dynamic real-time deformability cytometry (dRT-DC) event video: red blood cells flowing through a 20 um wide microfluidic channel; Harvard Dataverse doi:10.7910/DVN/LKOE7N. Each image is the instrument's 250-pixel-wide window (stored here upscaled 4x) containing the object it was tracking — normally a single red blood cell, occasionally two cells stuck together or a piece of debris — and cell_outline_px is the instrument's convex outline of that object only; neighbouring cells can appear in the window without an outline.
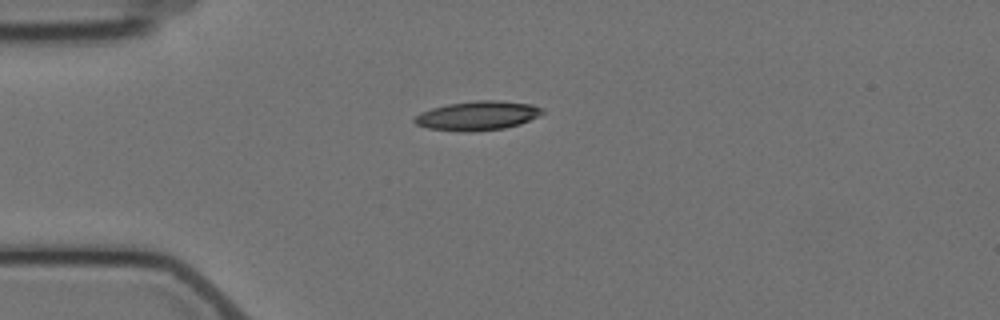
{"species": "Egyptian fruit bat (a non-hibernating species)", "species_latin": "Rousettus aegyptiacus", "temperature_condition": "cold", "stored_images_in_passage": 6, "camera_frame_rate_fps": 3000, "um_per_image_px": 0.085, "animal": {"sex": "female"}, "frame": {"image": 1, "passage_image": 6, "time_ms": 6.667, "image_size_px": [1000, 320], "cell_outline_px": [[544, 112], [520, 124], [504, 128], [472, 132], [464, 132], [428, 128], [416, 124], [412, 120], [420, 112], [432, 108], [448, 104], [476, 100], [496, 100], [532, 104], [544, 108]], "centroid_in_image_um": [40.58, 9.83], "position_along_channel_um": 44.4, "area_um2": 21.68}}